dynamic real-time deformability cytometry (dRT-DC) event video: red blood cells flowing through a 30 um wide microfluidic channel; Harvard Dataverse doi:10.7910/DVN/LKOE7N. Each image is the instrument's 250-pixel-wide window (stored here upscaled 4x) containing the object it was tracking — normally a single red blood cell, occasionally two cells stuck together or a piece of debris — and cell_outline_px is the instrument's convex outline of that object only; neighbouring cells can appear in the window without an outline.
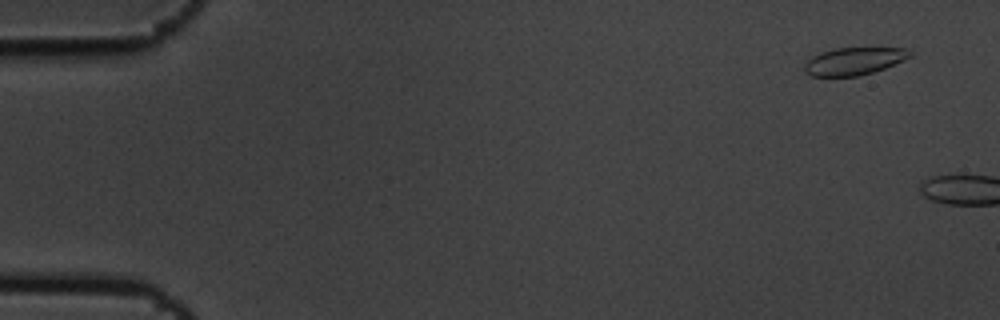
{"species": "common noctule bat (a hibernating species)", "species_latin": "Nyctalus noctula", "temperature_condition": "cold", "stored_images_in_passage": 3, "camera_frame_rate_fps": 3000, "um_per_image_px": 0.085, "animal": {"sex": "male", "body_mass_g": 19.5, "forearm_length_mm": 54.6}, "frame": {"image": 1, "passage_image": 2, "time_ms": 0.333, "image_size_px": [1000, 320], "cell_outline_px": [[912, 56], [904, 60], [884, 68], [860, 76], [812, 76], [804, 72], [804, 64], [812, 56], [820, 52], [836, 48], [864, 44], [908, 48], [912, 52]], "centroid_in_image_um": [72.66, 5.12], "position_along_channel_um": 12.3, "area_um2": 17.98}}